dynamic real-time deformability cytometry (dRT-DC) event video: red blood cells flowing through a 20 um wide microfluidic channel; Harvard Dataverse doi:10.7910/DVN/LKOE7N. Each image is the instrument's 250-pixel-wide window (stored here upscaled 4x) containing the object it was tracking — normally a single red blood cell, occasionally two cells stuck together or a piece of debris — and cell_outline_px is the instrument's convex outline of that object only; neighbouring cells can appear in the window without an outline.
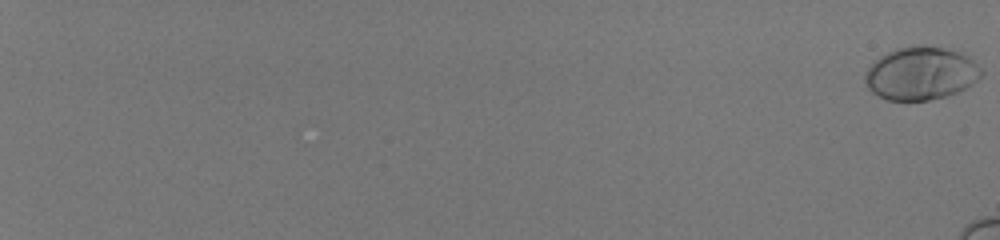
{"species": "human", "species_latin": "Homo sapiens", "temperature_condition": "room temperature", "stored_images_in_passage": 25, "camera_frame_rate_fps": 3000, "um_per_image_px": 0.085, "donor": {"sex": "male"}, "frame": {"image": 1, "passage_image": 1, "time_ms": 0.0, "image_size_px": [1000, 240], "cell_outline_px": [[984, 72], [972, 84], [948, 96], [928, 100], [888, 100], [872, 92], [864, 84], [864, 76], [868, 68], [880, 56], [896, 48], [912, 44], [920, 44], [944, 48], [960, 52], [968, 56]], "centroid_in_image_um": [78.26, 6.22], "position_along_channel_um": 6.7, "area_um2": 36.01}}
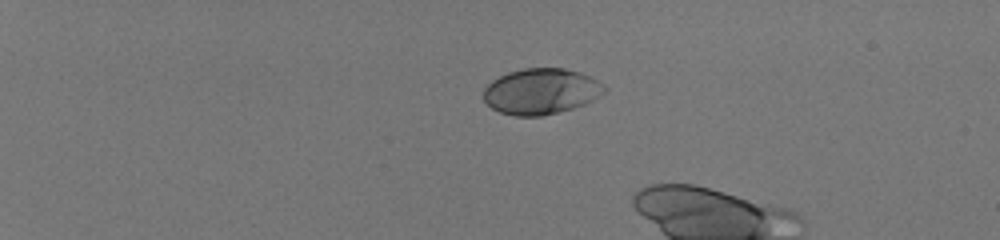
{"frame": {"image": 2, "passage_image": 18, "time_ms": 5.667, "image_size_px": [1000, 240], "cell_outline_px": [[608, 88], [604, 92], [592, 100], [584, 104], [560, 112], [540, 116], [516, 116], [500, 112], [492, 108], [484, 100], [484, 88], [492, 80], [508, 72], [524, 68], [564, 68], [580, 72], [604, 84]], "centroid_in_image_um": [45.99, 7.76], "position_along_channel_um": 39.0, "area_um2": 32.19}}